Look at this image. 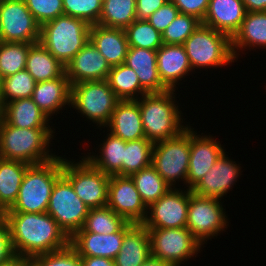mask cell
I'll use <instances>...</instances> for the list:
<instances>
[{"label":"cell","mask_w":266,"mask_h":266,"mask_svg":"<svg viewBox=\"0 0 266 266\" xmlns=\"http://www.w3.org/2000/svg\"><path fill=\"white\" fill-rule=\"evenodd\" d=\"M4 222L15 255L31 258L63 249L70 244V238L47 212H4Z\"/></svg>","instance_id":"6da1fadb"},{"label":"cell","mask_w":266,"mask_h":266,"mask_svg":"<svg viewBox=\"0 0 266 266\" xmlns=\"http://www.w3.org/2000/svg\"><path fill=\"white\" fill-rule=\"evenodd\" d=\"M176 92L146 93L137 100L147 140L157 143L177 137L190 125V121L184 122Z\"/></svg>","instance_id":"7a4b0ae2"},{"label":"cell","mask_w":266,"mask_h":266,"mask_svg":"<svg viewBox=\"0 0 266 266\" xmlns=\"http://www.w3.org/2000/svg\"><path fill=\"white\" fill-rule=\"evenodd\" d=\"M55 128H18L0 121V158L30 165L48 162L58 156L53 146ZM53 142V143H51ZM54 151V152H53Z\"/></svg>","instance_id":"3957f363"},{"label":"cell","mask_w":266,"mask_h":266,"mask_svg":"<svg viewBox=\"0 0 266 266\" xmlns=\"http://www.w3.org/2000/svg\"><path fill=\"white\" fill-rule=\"evenodd\" d=\"M62 176V155L30 165L23 177L15 203L4 212L45 213L56 181Z\"/></svg>","instance_id":"277c9868"},{"label":"cell","mask_w":266,"mask_h":266,"mask_svg":"<svg viewBox=\"0 0 266 266\" xmlns=\"http://www.w3.org/2000/svg\"><path fill=\"white\" fill-rule=\"evenodd\" d=\"M182 45L195 73L197 70L208 71L211 68L217 70L237 62L233 55L231 38L203 24Z\"/></svg>","instance_id":"5b68a950"},{"label":"cell","mask_w":266,"mask_h":266,"mask_svg":"<svg viewBox=\"0 0 266 266\" xmlns=\"http://www.w3.org/2000/svg\"><path fill=\"white\" fill-rule=\"evenodd\" d=\"M91 25L69 15H60L41 26L40 43L64 66L89 40Z\"/></svg>","instance_id":"8992f818"},{"label":"cell","mask_w":266,"mask_h":266,"mask_svg":"<svg viewBox=\"0 0 266 266\" xmlns=\"http://www.w3.org/2000/svg\"><path fill=\"white\" fill-rule=\"evenodd\" d=\"M119 101L107 80L84 81L72 85L70 110L77 111L82 119L86 118L84 121L89 120V125L93 123L92 126L102 131Z\"/></svg>","instance_id":"52a82bcc"},{"label":"cell","mask_w":266,"mask_h":266,"mask_svg":"<svg viewBox=\"0 0 266 266\" xmlns=\"http://www.w3.org/2000/svg\"><path fill=\"white\" fill-rule=\"evenodd\" d=\"M65 157L62 156V175L76 195L90 209L107 206L110 176L95 168L83 155L79 159Z\"/></svg>","instance_id":"ba28073f"},{"label":"cell","mask_w":266,"mask_h":266,"mask_svg":"<svg viewBox=\"0 0 266 266\" xmlns=\"http://www.w3.org/2000/svg\"><path fill=\"white\" fill-rule=\"evenodd\" d=\"M189 159L190 125L177 137L154 143L152 165L171 188H186Z\"/></svg>","instance_id":"9c48e42d"},{"label":"cell","mask_w":266,"mask_h":266,"mask_svg":"<svg viewBox=\"0 0 266 266\" xmlns=\"http://www.w3.org/2000/svg\"><path fill=\"white\" fill-rule=\"evenodd\" d=\"M224 207L221 199L199 196L189 190L186 227L203 247H206L204 244L207 241L221 236L219 234L225 233L229 227L231 220Z\"/></svg>","instance_id":"30bf717a"},{"label":"cell","mask_w":266,"mask_h":266,"mask_svg":"<svg viewBox=\"0 0 266 266\" xmlns=\"http://www.w3.org/2000/svg\"><path fill=\"white\" fill-rule=\"evenodd\" d=\"M147 230L151 255L168 262L171 266L187 264L186 261L196 258L204 248L187 227Z\"/></svg>","instance_id":"8fae6325"},{"label":"cell","mask_w":266,"mask_h":266,"mask_svg":"<svg viewBox=\"0 0 266 266\" xmlns=\"http://www.w3.org/2000/svg\"><path fill=\"white\" fill-rule=\"evenodd\" d=\"M90 208L76 195L71 183L62 175L55 183L47 213L71 238L82 229Z\"/></svg>","instance_id":"7c38bea8"},{"label":"cell","mask_w":266,"mask_h":266,"mask_svg":"<svg viewBox=\"0 0 266 266\" xmlns=\"http://www.w3.org/2000/svg\"><path fill=\"white\" fill-rule=\"evenodd\" d=\"M40 29L24 0H0V42L37 43Z\"/></svg>","instance_id":"4fadbf2b"},{"label":"cell","mask_w":266,"mask_h":266,"mask_svg":"<svg viewBox=\"0 0 266 266\" xmlns=\"http://www.w3.org/2000/svg\"><path fill=\"white\" fill-rule=\"evenodd\" d=\"M188 206L189 189L170 188L147 207V215L142 224L146 228L186 227Z\"/></svg>","instance_id":"5bb4252c"},{"label":"cell","mask_w":266,"mask_h":266,"mask_svg":"<svg viewBox=\"0 0 266 266\" xmlns=\"http://www.w3.org/2000/svg\"><path fill=\"white\" fill-rule=\"evenodd\" d=\"M190 125V159L186 179V189L192 190L203 176L226 151L224 145L211 134H198ZM201 134V135H200Z\"/></svg>","instance_id":"9a60e30c"},{"label":"cell","mask_w":266,"mask_h":266,"mask_svg":"<svg viewBox=\"0 0 266 266\" xmlns=\"http://www.w3.org/2000/svg\"><path fill=\"white\" fill-rule=\"evenodd\" d=\"M107 206L132 223H142L147 215V206L130 176H110Z\"/></svg>","instance_id":"2e32d148"},{"label":"cell","mask_w":266,"mask_h":266,"mask_svg":"<svg viewBox=\"0 0 266 266\" xmlns=\"http://www.w3.org/2000/svg\"><path fill=\"white\" fill-rule=\"evenodd\" d=\"M224 152L203 176L197 185L191 190L194 194L203 197H213L224 199L227 193L237 185L238 179L242 175V167L239 161L236 163ZM226 195V196H225Z\"/></svg>","instance_id":"e0dca14e"},{"label":"cell","mask_w":266,"mask_h":266,"mask_svg":"<svg viewBox=\"0 0 266 266\" xmlns=\"http://www.w3.org/2000/svg\"><path fill=\"white\" fill-rule=\"evenodd\" d=\"M110 70V64L90 40L65 66L71 85L84 81L107 80Z\"/></svg>","instance_id":"ac0fdd59"},{"label":"cell","mask_w":266,"mask_h":266,"mask_svg":"<svg viewBox=\"0 0 266 266\" xmlns=\"http://www.w3.org/2000/svg\"><path fill=\"white\" fill-rule=\"evenodd\" d=\"M157 68L168 90L179 91L181 81L194 73L184 46L179 44H163L157 49Z\"/></svg>","instance_id":"d6986e66"},{"label":"cell","mask_w":266,"mask_h":266,"mask_svg":"<svg viewBox=\"0 0 266 266\" xmlns=\"http://www.w3.org/2000/svg\"><path fill=\"white\" fill-rule=\"evenodd\" d=\"M133 224L128 222L119 232L112 234L76 232L70 238V245L80 257H105L114 260L122 247L126 231Z\"/></svg>","instance_id":"ffe728a7"},{"label":"cell","mask_w":266,"mask_h":266,"mask_svg":"<svg viewBox=\"0 0 266 266\" xmlns=\"http://www.w3.org/2000/svg\"><path fill=\"white\" fill-rule=\"evenodd\" d=\"M71 88L70 80L64 73L56 79L36 83L31 98L53 120L54 115L58 116L60 112L63 113V109L68 110L67 108L70 107Z\"/></svg>","instance_id":"44dd1931"},{"label":"cell","mask_w":266,"mask_h":266,"mask_svg":"<svg viewBox=\"0 0 266 266\" xmlns=\"http://www.w3.org/2000/svg\"><path fill=\"white\" fill-rule=\"evenodd\" d=\"M246 13L242 0H210L201 24L226 34L232 39L240 29Z\"/></svg>","instance_id":"7402d4cb"},{"label":"cell","mask_w":266,"mask_h":266,"mask_svg":"<svg viewBox=\"0 0 266 266\" xmlns=\"http://www.w3.org/2000/svg\"><path fill=\"white\" fill-rule=\"evenodd\" d=\"M106 129L103 130V133L108 131L126 142L145 138L138 101H119Z\"/></svg>","instance_id":"603a6c76"},{"label":"cell","mask_w":266,"mask_h":266,"mask_svg":"<svg viewBox=\"0 0 266 266\" xmlns=\"http://www.w3.org/2000/svg\"><path fill=\"white\" fill-rule=\"evenodd\" d=\"M231 41L236 61L241 53L246 55L247 50L256 52V49H266V11L247 12Z\"/></svg>","instance_id":"cb8c5ba5"},{"label":"cell","mask_w":266,"mask_h":266,"mask_svg":"<svg viewBox=\"0 0 266 266\" xmlns=\"http://www.w3.org/2000/svg\"><path fill=\"white\" fill-rule=\"evenodd\" d=\"M89 40L111 67L125 63L129 45L124 29L91 25Z\"/></svg>","instance_id":"d4e9b609"},{"label":"cell","mask_w":266,"mask_h":266,"mask_svg":"<svg viewBox=\"0 0 266 266\" xmlns=\"http://www.w3.org/2000/svg\"><path fill=\"white\" fill-rule=\"evenodd\" d=\"M124 64L135 71L141 88L146 93H161L168 90L158 75L157 50L129 47Z\"/></svg>","instance_id":"484cf974"},{"label":"cell","mask_w":266,"mask_h":266,"mask_svg":"<svg viewBox=\"0 0 266 266\" xmlns=\"http://www.w3.org/2000/svg\"><path fill=\"white\" fill-rule=\"evenodd\" d=\"M106 134V135H105ZM103 135L102 143L97 146L98 150L95 152L93 149L88 148V151L84 154V157L97 169L105 174L122 175V163L124 161V148L126 141L112 135L110 132H105ZM91 149V150H89ZM97 152V154H96Z\"/></svg>","instance_id":"4316f807"},{"label":"cell","mask_w":266,"mask_h":266,"mask_svg":"<svg viewBox=\"0 0 266 266\" xmlns=\"http://www.w3.org/2000/svg\"><path fill=\"white\" fill-rule=\"evenodd\" d=\"M2 118L9 125L18 128H54L55 125L31 97L6 103L3 106Z\"/></svg>","instance_id":"83f0119b"},{"label":"cell","mask_w":266,"mask_h":266,"mask_svg":"<svg viewBox=\"0 0 266 266\" xmlns=\"http://www.w3.org/2000/svg\"><path fill=\"white\" fill-rule=\"evenodd\" d=\"M115 266H141L150 256V237L142 223H134L124 235Z\"/></svg>","instance_id":"f1b7e54d"},{"label":"cell","mask_w":266,"mask_h":266,"mask_svg":"<svg viewBox=\"0 0 266 266\" xmlns=\"http://www.w3.org/2000/svg\"><path fill=\"white\" fill-rule=\"evenodd\" d=\"M25 69L32 75L36 83L56 79L65 73V66L40 42L30 46Z\"/></svg>","instance_id":"f546056e"},{"label":"cell","mask_w":266,"mask_h":266,"mask_svg":"<svg viewBox=\"0 0 266 266\" xmlns=\"http://www.w3.org/2000/svg\"><path fill=\"white\" fill-rule=\"evenodd\" d=\"M30 164L0 158V208L8 210L16 201L24 174Z\"/></svg>","instance_id":"4dcf8cb0"},{"label":"cell","mask_w":266,"mask_h":266,"mask_svg":"<svg viewBox=\"0 0 266 266\" xmlns=\"http://www.w3.org/2000/svg\"><path fill=\"white\" fill-rule=\"evenodd\" d=\"M107 81L120 101L138 100L146 94L135 71L124 63L111 67Z\"/></svg>","instance_id":"1f68e13d"},{"label":"cell","mask_w":266,"mask_h":266,"mask_svg":"<svg viewBox=\"0 0 266 266\" xmlns=\"http://www.w3.org/2000/svg\"><path fill=\"white\" fill-rule=\"evenodd\" d=\"M136 19V0H103L98 24L125 30Z\"/></svg>","instance_id":"d6a6232c"},{"label":"cell","mask_w":266,"mask_h":266,"mask_svg":"<svg viewBox=\"0 0 266 266\" xmlns=\"http://www.w3.org/2000/svg\"><path fill=\"white\" fill-rule=\"evenodd\" d=\"M142 201L148 207L162 197L171 187L163 180L155 167L149 166L131 176Z\"/></svg>","instance_id":"836d02e7"},{"label":"cell","mask_w":266,"mask_h":266,"mask_svg":"<svg viewBox=\"0 0 266 266\" xmlns=\"http://www.w3.org/2000/svg\"><path fill=\"white\" fill-rule=\"evenodd\" d=\"M128 221L116 214L110 207L92 208L89 210L82 229L77 232L112 234L119 232Z\"/></svg>","instance_id":"e575fe53"},{"label":"cell","mask_w":266,"mask_h":266,"mask_svg":"<svg viewBox=\"0 0 266 266\" xmlns=\"http://www.w3.org/2000/svg\"><path fill=\"white\" fill-rule=\"evenodd\" d=\"M153 146L154 143L146 138L127 141L124 148L122 176H131L152 164Z\"/></svg>","instance_id":"d590c367"},{"label":"cell","mask_w":266,"mask_h":266,"mask_svg":"<svg viewBox=\"0 0 266 266\" xmlns=\"http://www.w3.org/2000/svg\"><path fill=\"white\" fill-rule=\"evenodd\" d=\"M32 44L0 42V73L3 78L25 69L27 55Z\"/></svg>","instance_id":"8d00e7d4"},{"label":"cell","mask_w":266,"mask_h":266,"mask_svg":"<svg viewBox=\"0 0 266 266\" xmlns=\"http://www.w3.org/2000/svg\"><path fill=\"white\" fill-rule=\"evenodd\" d=\"M129 47L157 50L163 45L162 34L147 20L133 21L126 29Z\"/></svg>","instance_id":"74e56055"},{"label":"cell","mask_w":266,"mask_h":266,"mask_svg":"<svg viewBox=\"0 0 266 266\" xmlns=\"http://www.w3.org/2000/svg\"><path fill=\"white\" fill-rule=\"evenodd\" d=\"M36 81L26 70L3 78L1 105L2 107L13 100L30 98L34 91Z\"/></svg>","instance_id":"f35d334b"},{"label":"cell","mask_w":266,"mask_h":266,"mask_svg":"<svg viewBox=\"0 0 266 266\" xmlns=\"http://www.w3.org/2000/svg\"><path fill=\"white\" fill-rule=\"evenodd\" d=\"M200 24L201 21L195 16L178 13L166 30L162 32L163 44L182 45Z\"/></svg>","instance_id":"ab89813d"},{"label":"cell","mask_w":266,"mask_h":266,"mask_svg":"<svg viewBox=\"0 0 266 266\" xmlns=\"http://www.w3.org/2000/svg\"><path fill=\"white\" fill-rule=\"evenodd\" d=\"M64 14L86 21L89 25L98 24L103 0H62Z\"/></svg>","instance_id":"60d3db41"},{"label":"cell","mask_w":266,"mask_h":266,"mask_svg":"<svg viewBox=\"0 0 266 266\" xmlns=\"http://www.w3.org/2000/svg\"><path fill=\"white\" fill-rule=\"evenodd\" d=\"M30 262L34 266H82L81 257L70 244L63 249L31 257Z\"/></svg>","instance_id":"b9f144b4"},{"label":"cell","mask_w":266,"mask_h":266,"mask_svg":"<svg viewBox=\"0 0 266 266\" xmlns=\"http://www.w3.org/2000/svg\"><path fill=\"white\" fill-rule=\"evenodd\" d=\"M36 22L42 26L64 14L62 0H24Z\"/></svg>","instance_id":"7bdbcfd3"},{"label":"cell","mask_w":266,"mask_h":266,"mask_svg":"<svg viewBox=\"0 0 266 266\" xmlns=\"http://www.w3.org/2000/svg\"><path fill=\"white\" fill-rule=\"evenodd\" d=\"M178 13V8L169 0L150 15L147 21L162 34Z\"/></svg>","instance_id":"ee69618b"},{"label":"cell","mask_w":266,"mask_h":266,"mask_svg":"<svg viewBox=\"0 0 266 266\" xmlns=\"http://www.w3.org/2000/svg\"><path fill=\"white\" fill-rule=\"evenodd\" d=\"M179 10V13L195 16L203 21L210 0H170Z\"/></svg>","instance_id":"f6af8a7d"},{"label":"cell","mask_w":266,"mask_h":266,"mask_svg":"<svg viewBox=\"0 0 266 266\" xmlns=\"http://www.w3.org/2000/svg\"><path fill=\"white\" fill-rule=\"evenodd\" d=\"M15 256L10 233L5 222L0 225V264L9 261Z\"/></svg>","instance_id":"bcb514c9"},{"label":"cell","mask_w":266,"mask_h":266,"mask_svg":"<svg viewBox=\"0 0 266 266\" xmlns=\"http://www.w3.org/2000/svg\"><path fill=\"white\" fill-rule=\"evenodd\" d=\"M169 0H136V17L138 20H147L157 9Z\"/></svg>","instance_id":"7dc6e473"},{"label":"cell","mask_w":266,"mask_h":266,"mask_svg":"<svg viewBox=\"0 0 266 266\" xmlns=\"http://www.w3.org/2000/svg\"><path fill=\"white\" fill-rule=\"evenodd\" d=\"M82 266H115L114 260L105 257H81Z\"/></svg>","instance_id":"c3c4849f"},{"label":"cell","mask_w":266,"mask_h":266,"mask_svg":"<svg viewBox=\"0 0 266 266\" xmlns=\"http://www.w3.org/2000/svg\"><path fill=\"white\" fill-rule=\"evenodd\" d=\"M247 12L266 11V0H242Z\"/></svg>","instance_id":"681fc988"},{"label":"cell","mask_w":266,"mask_h":266,"mask_svg":"<svg viewBox=\"0 0 266 266\" xmlns=\"http://www.w3.org/2000/svg\"><path fill=\"white\" fill-rule=\"evenodd\" d=\"M30 263V258L15 255L9 261L1 263L0 266H28Z\"/></svg>","instance_id":"f907efd6"},{"label":"cell","mask_w":266,"mask_h":266,"mask_svg":"<svg viewBox=\"0 0 266 266\" xmlns=\"http://www.w3.org/2000/svg\"><path fill=\"white\" fill-rule=\"evenodd\" d=\"M141 266H171V265L168 262L153 257L151 255Z\"/></svg>","instance_id":"816d5d0a"},{"label":"cell","mask_w":266,"mask_h":266,"mask_svg":"<svg viewBox=\"0 0 266 266\" xmlns=\"http://www.w3.org/2000/svg\"><path fill=\"white\" fill-rule=\"evenodd\" d=\"M2 86H3V77L0 73V102H1V96H2Z\"/></svg>","instance_id":"f5cc1de1"},{"label":"cell","mask_w":266,"mask_h":266,"mask_svg":"<svg viewBox=\"0 0 266 266\" xmlns=\"http://www.w3.org/2000/svg\"><path fill=\"white\" fill-rule=\"evenodd\" d=\"M4 222V211L0 208V225Z\"/></svg>","instance_id":"db71d44e"},{"label":"cell","mask_w":266,"mask_h":266,"mask_svg":"<svg viewBox=\"0 0 266 266\" xmlns=\"http://www.w3.org/2000/svg\"><path fill=\"white\" fill-rule=\"evenodd\" d=\"M2 110H3V107H2L1 102H0V121L2 120Z\"/></svg>","instance_id":"11a10c76"}]
</instances>
